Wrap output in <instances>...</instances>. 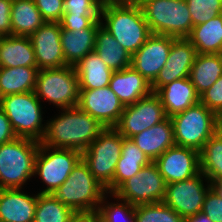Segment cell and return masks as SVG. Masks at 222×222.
<instances>
[{"instance_id": "cell-34", "label": "cell", "mask_w": 222, "mask_h": 222, "mask_svg": "<svg viewBox=\"0 0 222 222\" xmlns=\"http://www.w3.org/2000/svg\"><path fill=\"white\" fill-rule=\"evenodd\" d=\"M109 196L110 198H114L117 202H108L107 197ZM97 212L100 222H136L135 205L121 200L113 193L107 192L103 196Z\"/></svg>"}, {"instance_id": "cell-4", "label": "cell", "mask_w": 222, "mask_h": 222, "mask_svg": "<svg viewBox=\"0 0 222 222\" xmlns=\"http://www.w3.org/2000/svg\"><path fill=\"white\" fill-rule=\"evenodd\" d=\"M40 142L16 137L0 145V189L23 188L34 176Z\"/></svg>"}, {"instance_id": "cell-37", "label": "cell", "mask_w": 222, "mask_h": 222, "mask_svg": "<svg viewBox=\"0 0 222 222\" xmlns=\"http://www.w3.org/2000/svg\"><path fill=\"white\" fill-rule=\"evenodd\" d=\"M46 22H60L64 14V0H33Z\"/></svg>"}, {"instance_id": "cell-23", "label": "cell", "mask_w": 222, "mask_h": 222, "mask_svg": "<svg viewBox=\"0 0 222 222\" xmlns=\"http://www.w3.org/2000/svg\"><path fill=\"white\" fill-rule=\"evenodd\" d=\"M135 145L154 162L168 148L175 146L170 117L131 137Z\"/></svg>"}, {"instance_id": "cell-1", "label": "cell", "mask_w": 222, "mask_h": 222, "mask_svg": "<svg viewBox=\"0 0 222 222\" xmlns=\"http://www.w3.org/2000/svg\"><path fill=\"white\" fill-rule=\"evenodd\" d=\"M60 110L56 117L46 120L45 134L40 141L45 146L83 153L105 129L97 119L78 107Z\"/></svg>"}, {"instance_id": "cell-19", "label": "cell", "mask_w": 222, "mask_h": 222, "mask_svg": "<svg viewBox=\"0 0 222 222\" xmlns=\"http://www.w3.org/2000/svg\"><path fill=\"white\" fill-rule=\"evenodd\" d=\"M37 194L23 188L0 189V222H34Z\"/></svg>"}, {"instance_id": "cell-47", "label": "cell", "mask_w": 222, "mask_h": 222, "mask_svg": "<svg viewBox=\"0 0 222 222\" xmlns=\"http://www.w3.org/2000/svg\"><path fill=\"white\" fill-rule=\"evenodd\" d=\"M211 185L217 191V193L220 194V196L222 197V180L214 182Z\"/></svg>"}, {"instance_id": "cell-48", "label": "cell", "mask_w": 222, "mask_h": 222, "mask_svg": "<svg viewBox=\"0 0 222 222\" xmlns=\"http://www.w3.org/2000/svg\"><path fill=\"white\" fill-rule=\"evenodd\" d=\"M118 1L128 4H141L144 0H118Z\"/></svg>"}, {"instance_id": "cell-16", "label": "cell", "mask_w": 222, "mask_h": 222, "mask_svg": "<svg viewBox=\"0 0 222 222\" xmlns=\"http://www.w3.org/2000/svg\"><path fill=\"white\" fill-rule=\"evenodd\" d=\"M175 39L172 36L152 34L132 55L131 67L151 84L166 64Z\"/></svg>"}, {"instance_id": "cell-9", "label": "cell", "mask_w": 222, "mask_h": 222, "mask_svg": "<svg viewBox=\"0 0 222 222\" xmlns=\"http://www.w3.org/2000/svg\"><path fill=\"white\" fill-rule=\"evenodd\" d=\"M123 138L114 127L105 128L82 153L90 172L105 188L113 181Z\"/></svg>"}, {"instance_id": "cell-46", "label": "cell", "mask_w": 222, "mask_h": 222, "mask_svg": "<svg viewBox=\"0 0 222 222\" xmlns=\"http://www.w3.org/2000/svg\"><path fill=\"white\" fill-rule=\"evenodd\" d=\"M101 8L117 2L118 0H93Z\"/></svg>"}, {"instance_id": "cell-49", "label": "cell", "mask_w": 222, "mask_h": 222, "mask_svg": "<svg viewBox=\"0 0 222 222\" xmlns=\"http://www.w3.org/2000/svg\"><path fill=\"white\" fill-rule=\"evenodd\" d=\"M217 132H218L219 135L222 137V117H219V118H218Z\"/></svg>"}, {"instance_id": "cell-10", "label": "cell", "mask_w": 222, "mask_h": 222, "mask_svg": "<svg viewBox=\"0 0 222 222\" xmlns=\"http://www.w3.org/2000/svg\"><path fill=\"white\" fill-rule=\"evenodd\" d=\"M82 159L74 149L53 148L40 143L35 158L34 176H39L46 188L41 194H52L69 177L72 169Z\"/></svg>"}, {"instance_id": "cell-17", "label": "cell", "mask_w": 222, "mask_h": 222, "mask_svg": "<svg viewBox=\"0 0 222 222\" xmlns=\"http://www.w3.org/2000/svg\"><path fill=\"white\" fill-rule=\"evenodd\" d=\"M29 37L38 70L67 66L60 43V22H45Z\"/></svg>"}, {"instance_id": "cell-38", "label": "cell", "mask_w": 222, "mask_h": 222, "mask_svg": "<svg viewBox=\"0 0 222 222\" xmlns=\"http://www.w3.org/2000/svg\"><path fill=\"white\" fill-rule=\"evenodd\" d=\"M200 103L218 116L222 113V75L208 90L200 95Z\"/></svg>"}, {"instance_id": "cell-42", "label": "cell", "mask_w": 222, "mask_h": 222, "mask_svg": "<svg viewBox=\"0 0 222 222\" xmlns=\"http://www.w3.org/2000/svg\"><path fill=\"white\" fill-rule=\"evenodd\" d=\"M12 0H0V35H11Z\"/></svg>"}, {"instance_id": "cell-33", "label": "cell", "mask_w": 222, "mask_h": 222, "mask_svg": "<svg viewBox=\"0 0 222 222\" xmlns=\"http://www.w3.org/2000/svg\"><path fill=\"white\" fill-rule=\"evenodd\" d=\"M74 211L56 200L52 194L37 193L34 222H69Z\"/></svg>"}, {"instance_id": "cell-6", "label": "cell", "mask_w": 222, "mask_h": 222, "mask_svg": "<svg viewBox=\"0 0 222 222\" xmlns=\"http://www.w3.org/2000/svg\"><path fill=\"white\" fill-rule=\"evenodd\" d=\"M152 34L187 38L193 23L186 0H144L140 4Z\"/></svg>"}, {"instance_id": "cell-45", "label": "cell", "mask_w": 222, "mask_h": 222, "mask_svg": "<svg viewBox=\"0 0 222 222\" xmlns=\"http://www.w3.org/2000/svg\"><path fill=\"white\" fill-rule=\"evenodd\" d=\"M185 222H212V221L209 219L208 216L200 212L197 215L187 217L185 219Z\"/></svg>"}, {"instance_id": "cell-5", "label": "cell", "mask_w": 222, "mask_h": 222, "mask_svg": "<svg viewBox=\"0 0 222 222\" xmlns=\"http://www.w3.org/2000/svg\"><path fill=\"white\" fill-rule=\"evenodd\" d=\"M35 92L17 93L0 98V108L10 120L17 137L41 141L46 130L43 106Z\"/></svg>"}, {"instance_id": "cell-13", "label": "cell", "mask_w": 222, "mask_h": 222, "mask_svg": "<svg viewBox=\"0 0 222 222\" xmlns=\"http://www.w3.org/2000/svg\"><path fill=\"white\" fill-rule=\"evenodd\" d=\"M167 118L164 107L155 93L127 105L114 128L125 138L151 128Z\"/></svg>"}, {"instance_id": "cell-18", "label": "cell", "mask_w": 222, "mask_h": 222, "mask_svg": "<svg viewBox=\"0 0 222 222\" xmlns=\"http://www.w3.org/2000/svg\"><path fill=\"white\" fill-rule=\"evenodd\" d=\"M196 55L195 47L187 38H176L172 42L166 64L151 83L152 92L175 80L189 77Z\"/></svg>"}, {"instance_id": "cell-8", "label": "cell", "mask_w": 222, "mask_h": 222, "mask_svg": "<svg viewBox=\"0 0 222 222\" xmlns=\"http://www.w3.org/2000/svg\"><path fill=\"white\" fill-rule=\"evenodd\" d=\"M79 80L74 66L38 70L35 94L58 109L77 107Z\"/></svg>"}, {"instance_id": "cell-24", "label": "cell", "mask_w": 222, "mask_h": 222, "mask_svg": "<svg viewBox=\"0 0 222 222\" xmlns=\"http://www.w3.org/2000/svg\"><path fill=\"white\" fill-rule=\"evenodd\" d=\"M0 67H37L30 37L2 36L0 38Z\"/></svg>"}, {"instance_id": "cell-2", "label": "cell", "mask_w": 222, "mask_h": 222, "mask_svg": "<svg viewBox=\"0 0 222 222\" xmlns=\"http://www.w3.org/2000/svg\"><path fill=\"white\" fill-rule=\"evenodd\" d=\"M100 21L101 25L111 33L120 46L131 56L152 35L140 4L117 1L102 7Z\"/></svg>"}, {"instance_id": "cell-35", "label": "cell", "mask_w": 222, "mask_h": 222, "mask_svg": "<svg viewBox=\"0 0 222 222\" xmlns=\"http://www.w3.org/2000/svg\"><path fill=\"white\" fill-rule=\"evenodd\" d=\"M136 222H185L164 202L140 204L135 206Z\"/></svg>"}, {"instance_id": "cell-36", "label": "cell", "mask_w": 222, "mask_h": 222, "mask_svg": "<svg viewBox=\"0 0 222 222\" xmlns=\"http://www.w3.org/2000/svg\"><path fill=\"white\" fill-rule=\"evenodd\" d=\"M193 26L222 14V0H186Z\"/></svg>"}, {"instance_id": "cell-15", "label": "cell", "mask_w": 222, "mask_h": 222, "mask_svg": "<svg viewBox=\"0 0 222 222\" xmlns=\"http://www.w3.org/2000/svg\"><path fill=\"white\" fill-rule=\"evenodd\" d=\"M77 107L108 128L118 123L125 106L107 86L100 89L80 90Z\"/></svg>"}, {"instance_id": "cell-44", "label": "cell", "mask_w": 222, "mask_h": 222, "mask_svg": "<svg viewBox=\"0 0 222 222\" xmlns=\"http://www.w3.org/2000/svg\"><path fill=\"white\" fill-rule=\"evenodd\" d=\"M69 222H100V218L97 211L76 212L70 218Z\"/></svg>"}, {"instance_id": "cell-28", "label": "cell", "mask_w": 222, "mask_h": 222, "mask_svg": "<svg viewBox=\"0 0 222 222\" xmlns=\"http://www.w3.org/2000/svg\"><path fill=\"white\" fill-rule=\"evenodd\" d=\"M198 54L222 53V14L192 27L187 37Z\"/></svg>"}, {"instance_id": "cell-30", "label": "cell", "mask_w": 222, "mask_h": 222, "mask_svg": "<svg viewBox=\"0 0 222 222\" xmlns=\"http://www.w3.org/2000/svg\"><path fill=\"white\" fill-rule=\"evenodd\" d=\"M95 52L113 71L131 67L132 56L102 25L98 27L96 33Z\"/></svg>"}, {"instance_id": "cell-27", "label": "cell", "mask_w": 222, "mask_h": 222, "mask_svg": "<svg viewBox=\"0 0 222 222\" xmlns=\"http://www.w3.org/2000/svg\"><path fill=\"white\" fill-rule=\"evenodd\" d=\"M11 35L29 37L46 21L33 0H12Z\"/></svg>"}, {"instance_id": "cell-7", "label": "cell", "mask_w": 222, "mask_h": 222, "mask_svg": "<svg viewBox=\"0 0 222 222\" xmlns=\"http://www.w3.org/2000/svg\"><path fill=\"white\" fill-rule=\"evenodd\" d=\"M219 116L202 103L170 117L176 146L201 151L205 143L217 132Z\"/></svg>"}, {"instance_id": "cell-3", "label": "cell", "mask_w": 222, "mask_h": 222, "mask_svg": "<svg viewBox=\"0 0 222 222\" xmlns=\"http://www.w3.org/2000/svg\"><path fill=\"white\" fill-rule=\"evenodd\" d=\"M106 193L105 187L92 175L88 165L81 159L52 196L76 213L98 211Z\"/></svg>"}, {"instance_id": "cell-14", "label": "cell", "mask_w": 222, "mask_h": 222, "mask_svg": "<svg viewBox=\"0 0 222 222\" xmlns=\"http://www.w3.org/2000/svg\"><path fill=\"white\" fill-rule=\"evenodd\" d=\"M154 163L166 184L190 179L201 172L200 152L189 147L168 148Z\"/></svg>"}, {"instance_id": "cell-32", "label": "cell", "mask_w": 222, "mask_h": 222, "mask_svg": "<svg viewBox=\"0 0 222 222\" xmlns=\"http://www.w3.org/2000/svg\"><path fill=\"white\" fill-rule=\"evenodd\" d=\"M200 171L211 184L222 180V137L218 132L200 151Z\"/></svg>"}, {"instance_id": "cell-31", "label": "cell", "mask_w": 222, "mask_h": 222, "mask_svg": "<svg viewBox=\"0 0 222 222\" xmlns=\"http://www.w3.org/2000/svg\"><path fill=\"white\" fill-rule=\"evenodd\" d=\"M37 67H0V98L35 90Z\"/></svg>"}, {"instance_id": "cell-21", "label": "cell", "mask_w": 222, "mask_h": 222, "mask_svg": "<svg viewBox=\"0 0 222 222\" xmlns=\"http://www.w3.org/2000/svg\"><path fill=\"white\" fill-rule=\"evenodd\" d=\"M101 25L95 20L88 28L69 31L61 28L60 43L67 65L75 66L88 53L95 51L96 33Z\"/></svg>"}, {"instance_id": "cell-25", "label": "cell", "mask_w": 222, "mask_h": 222, "mask_svg": "<svg viewBox=\"0 0 222 222\" xmlns=\"http://www.w3.org/2000/svg\"><path fill=\"white\" fill-rule=\"evenodd\" d=\"M151 162L131 138L124 137L121 156L116 164L113 181L105 188L106 192L113 193L125 180L136 175Z\"/></svg>"}, {"instance_id": "cell-43", "label": "cell", "mask_w": 222, "mask_h": 222, "mask_svg": "<svg viewBox=\"0 0 222 222\" xmlns=\"http://www.w3.org/2000/svg\"><path fill=\"white\" fill-rule=\"evenodd\" d=\"M15 135L10 120L7 118L5 112L0 108V145L14 140Z\"/></svg>"}, {"instance_id": "cell-40", "label": "cell", "mask_w": 222, "mask_h": 222, "mask_svg": "<svg viewBox=\"0 0 222 222\" xmlns=\"http://www.w3.org/2000/svg\"><path fill=\"white\" fill-rule=\"evenodd\" d=\"M101 7L93 0H64V13L73 15L100 16Z\"/></svg>"}, {"instance_id": "cell-11", "label": "cell", "mask_w": 222, "mask_h": 222, "mask_svg": "<svg viewBox=\"0 0 222 222\" xmlns=\"http://www.w3.org/2000/svg\"><path fill=\"white\" fill-rule=\"evenodd\" d=\"M166 182L154 162L125 180L113 194L132 205L163 202Z\"/></svg>"}, {"instance_id": "cell-39", "label": "cell", "mask_w": 222, "mask_h": 222, "mask_svg": "<svg viewBox=\"0 0 222 222\" xmlns=\"http://www.w3.org/2000/svg\"><path fill=\"white\" fill-rule=\"evenodd\" d=\"M212 222H222V197L211 187L204 199L202 211Z\"/></svg>"}, {"instance_id": "cell-29", "label": "cell", "mask_w": 222, "mask_h": 222, "mask_svg": "<svg viewBox=\"0 0 222 222\" xmlns=\"http://www.w3.org/2000/svg\"><path fill=\"white\" fill-rule=\"evenodd\" d=\"M222 75V54H198L190 70L189 79L200 96Z\"/></svg>"}, {"instance_id": "cell-20", "label": "cell", "mask_w": 222, "mask_h": 222, "mask_svg": "<svg viewBox=\"0 0 222 222\" xmlns=\"http://www.w3.org/2000/svg\"><path fill=\"white\" fill-rule=\"evenodd\" d=\"M155 94L159 97L167 117L183 112L200 102V96L189 77L168 83Z\"/></svg>"}, {"instance_id": "cell-12", "label": "cell", "mask_w": 222, "mask_h": 222, "mask_svg": "<svg viewBox=\"0 0 222 222\" xmlns=\"http://www.w3.org/2000/svg\"><path fill=\"white\" fill-rule=\"evenodd\" d=\"M211 187L200 172L190 179L167 184L163 202L186 219L202 211L205 196Z\"/></svg>"}, {"instance_id": "cell-22", "label": "cell", "mask_w": 222, "mask_h": 222, "mask_svg": "<svg viewBox=\"0 0 222 222\" xmlns=\"http://www.w3.org/2000/svg\"><path fill=\"white\" fill-rule=\"evenodd\" d=\"M109 87L124 106L134 104L152 93L151 84L132 67L114 71Z\"/></svg>"}, {"instance_id": "cell-26", "label": "cell", "mask_w": 222, "mask_h": 222, "mask_svg": "<svg viewBox=\"0 0 222 222\" xmlns=\"http://www.w3.org/2000/svg\"><path fill=\"white\" fill-rule=\"evenodd\" d=\"M74 68L78 75L79 90H93L109 86L114 72L95 51L88 53Z\"/></svg>"}, {"instance_id": "cell-41", "label": "cell", "mask_w": 222, "mask_h": 222, "mask_svg": "<svg viewBox=\"0 0 222 222\" xmlns=\"http://www.w3.org/2000/svg\"><path fill=\"white\" fill-rule=\"evenodd\" d=\"M95 20H100V16L73 15V13H64L60 20L61 28L74 31L88 28Z\"/></svg>"}]
</instances>
